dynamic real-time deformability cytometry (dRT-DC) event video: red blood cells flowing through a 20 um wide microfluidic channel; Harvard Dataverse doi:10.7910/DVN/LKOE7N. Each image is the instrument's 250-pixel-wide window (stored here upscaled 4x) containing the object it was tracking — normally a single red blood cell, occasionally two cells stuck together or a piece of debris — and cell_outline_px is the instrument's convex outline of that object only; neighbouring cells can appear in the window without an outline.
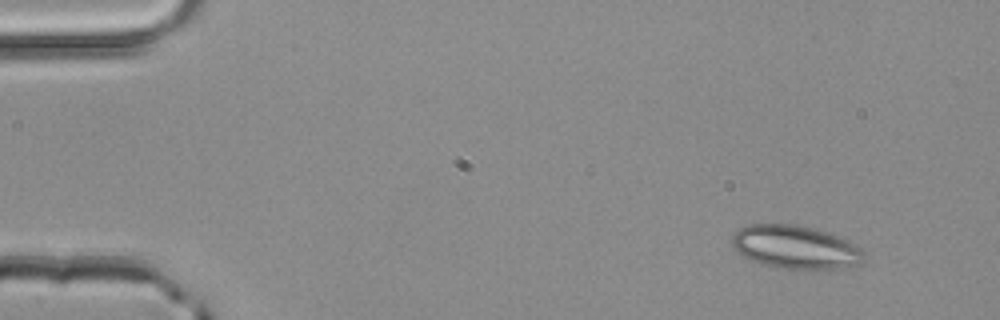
{"species": "common noctule bat (a hibernating species)", "species_latin": "Nyctalus noctula", "temperature_condition": "room temperature", "stored_images_in_passage": 4, "segment_of_instrument_passage": [1, 2], "camera_frame_rate_fps": 3000, "um_per_image_px": 0.085, "animal": {"sex": "male", "body_mass_g": 20.4}, "frame": {"image": 1, "passage_image": 1, "time_ms": 0.0, "image_size_px": [1000, 320], "cell_outline_px": [[868, 256], [860, 264], [844, 268], [776, 268], [760, 264], [740, 256], [732, 248], [732, 236], [740, 228], [748, 224], [796, 224], [816, 228], [848, 240], [856, 244]], "centroid_in_image_um": [67.6, 21.0], "position_along_channel_um": 17.4, "area_um2": 33.76}}